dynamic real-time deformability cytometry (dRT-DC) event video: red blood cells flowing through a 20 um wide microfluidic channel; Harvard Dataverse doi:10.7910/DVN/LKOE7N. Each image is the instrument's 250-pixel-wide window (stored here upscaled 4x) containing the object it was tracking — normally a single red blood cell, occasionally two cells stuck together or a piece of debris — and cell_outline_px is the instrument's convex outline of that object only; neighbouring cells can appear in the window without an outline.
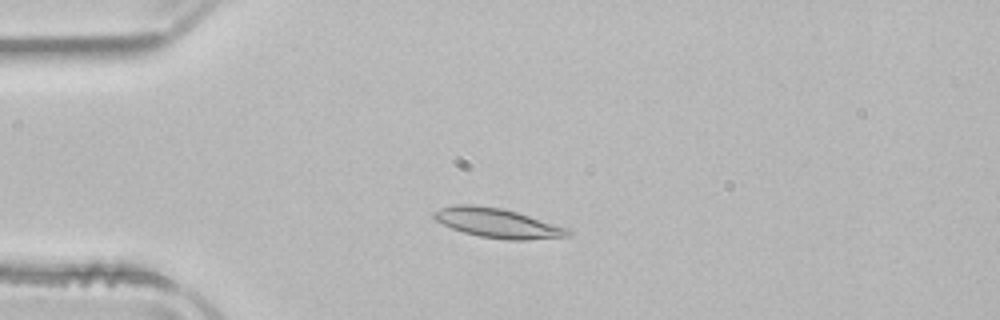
{"species": "common noctule bat (a hibernating species)", "species_latin": "Nyctalus noctula", "temperature_condition": "room temperature", "stored_images_in_passage": 50, "camera_frame_rate_fps": 3000, "um_per_image_px": 0.085, "animal": {"sex": "male", "body_mass_g": 21.5, "forearm_length_mm": 52.0}, "frame": {"image": 1, "passage_image": 11, "time_ms": 3.333, "image_size_px": [1000, 320], "cell_outline_px": [[572, 236], [528, 240], [508, 240], [480, 236], [464, 232], [452, 228], [436, 220], [432, 216], [432, 212], [440, 208], [452, 204], [472, 204], [500, 208], [516, 212], [568, 228], [572, 232]], "centroid_in_image_um": [42.29, 18.96], "position_along_channel_um": 42.7, "area_um2": 22.95}}
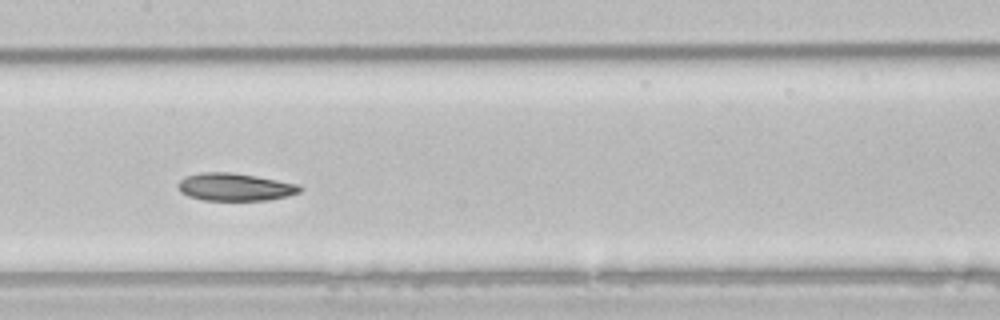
{"frame": {"image": 2, "passage_image": 24, "time_ms": 7.667, "image_size_px": [1000, 320], "cell_outline_px": [[304, 188], [300, 192], [288, 196], [268, 200], [204, 200], [188, 196], [180, 192], [176, 184], [184, 176], [200, 172], [228, 172], [256, 176], [300, 184]], "centroid_in_image_um": [19.97, 15.89], "position_along_channel_um": 187.4, "area_um2": 19.83}}
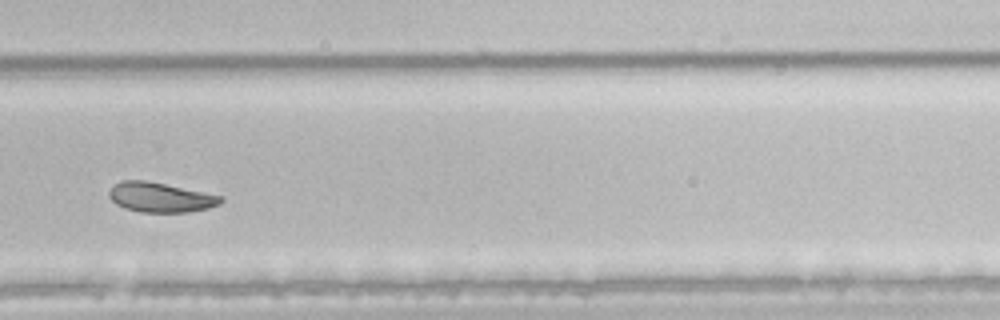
{"frame": {"image": 3, "passage_image": 34, "time_ms": 11.0, "image_size_px": [1000, 320], "cell_outline_px": [[224, 200], [220, 204], [208, 208], [188, 212], [140, 212], [124, 208], [116, 204], [108, 196], [108, 192], [116, 184], [124, 180], [144, 180], [224, 196]], "centroid_in_image_um": [13.65, 16.78], "position_along_channel_um": 316.1, "area_um2": 19.25}, "authors_computed_cell_mechanics": {"area_um2": 21.7617, "velocity_mm_per_s": 3.8757, "shape_relaxation_time_tau1_ms": 6.6435, "shape_relaxation_time_tau2_ms": 1.9975, "deformation_change_tau1": 0.1492, "deformation_change_tau2": 0.0536}}